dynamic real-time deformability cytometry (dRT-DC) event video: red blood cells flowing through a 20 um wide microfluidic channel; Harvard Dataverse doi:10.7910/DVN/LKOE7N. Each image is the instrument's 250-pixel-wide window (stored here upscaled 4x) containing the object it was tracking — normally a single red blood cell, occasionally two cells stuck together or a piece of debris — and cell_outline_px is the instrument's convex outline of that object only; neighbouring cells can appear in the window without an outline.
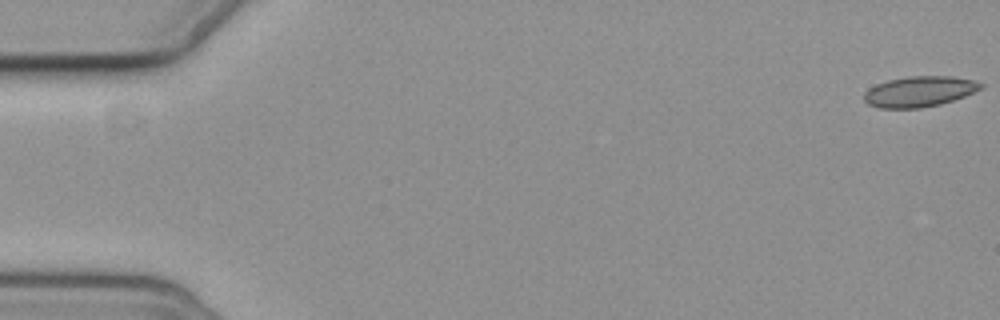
{"species": "common noctule bat (a hibernating species)", "species_latin": "Nyctalus noctula", "temperature_condition": "cold", "stored_images_in_passage": 7, "camera_frame_rate_fps": 3000, "um_per_image_px": 0.085, "animal": {"sex": "female", "body_mass_g": 19.3, "forearm_length_mm": 54.1}, "frame": {"image": 1, "passage_image": 1, "time_ms": 0.0, "image_size_px": [1000, 320], "cell_outline_px": [[984, 88], [964, 96], [940, 104], [920, 108], [880, 108], [868, 104], [864, 100], [864, 92], [868, 88], [876, 84], [888, 80], [912, 76], [952, 76], [972, 80], [984, 84]], "centroid_in_image_um": [78.14, 7.78], "position_along_channel_um": 6.9, "area_um2": 20.75}}
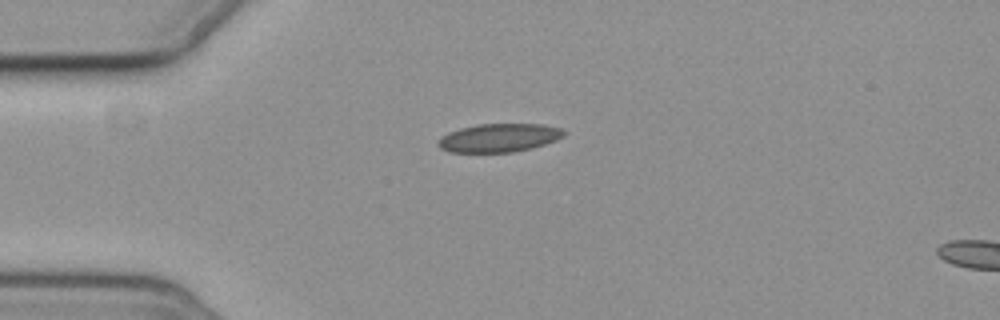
{"frame": {"image": 2, "passage_image": 5, "time_ms": 4.667, "image_size_px": [1000, 320], "cell_outline_px": [[568, 132], [564, 136], [556, 140], [532, 148], [512, 152], [448, 152], [440, 148], [436, 144], [440, 136], [448, 132], [460, 128], [476, 124], [540, 124], [560, 128]], "centroid_in_image_um": [42.39, 11.71], "position_along_channel_um": 42.6, "area_um2": 20.98}}